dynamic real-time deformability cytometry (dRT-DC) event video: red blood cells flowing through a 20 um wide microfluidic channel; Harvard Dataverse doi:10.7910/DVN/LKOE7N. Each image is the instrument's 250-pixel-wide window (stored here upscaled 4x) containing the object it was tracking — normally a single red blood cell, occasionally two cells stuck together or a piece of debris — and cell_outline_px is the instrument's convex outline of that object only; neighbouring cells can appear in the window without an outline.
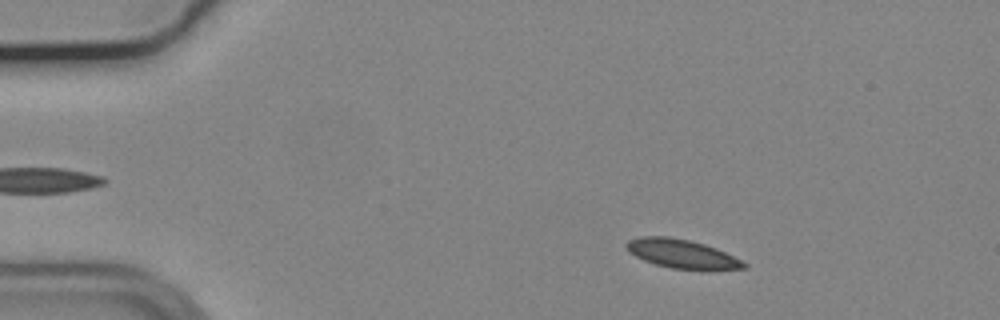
{"species": "common noctule bat (a hibernating species)", "species_latin": "Nyctalus noctula", "temperature_condition": "cold", "stored_images_in_passage": 54, "camera_frame_rate_fps": 3000, "um_per_image_px": 0.085, "animal": {"sex": "male", "body_mass_g": 19.2, "forearm_length_mm": 51.8}, "frame": {"image": 1, "passage_image": 7, "time_ms": 2.0, "image_size_px": [1000, 320], "cell_outline_px": [[748, 268], [672, 268], [656, 264], [644, 260], [628, 252], [624, 244], [628, 240], [640, 236], [668, 236], [688, 240], [704, 244], [716, 248], [748, 264]], "centroid_in_image_um": [57.87, 21.53], "position_along_channel_um": 27.1, "area_um2": 19.13}}
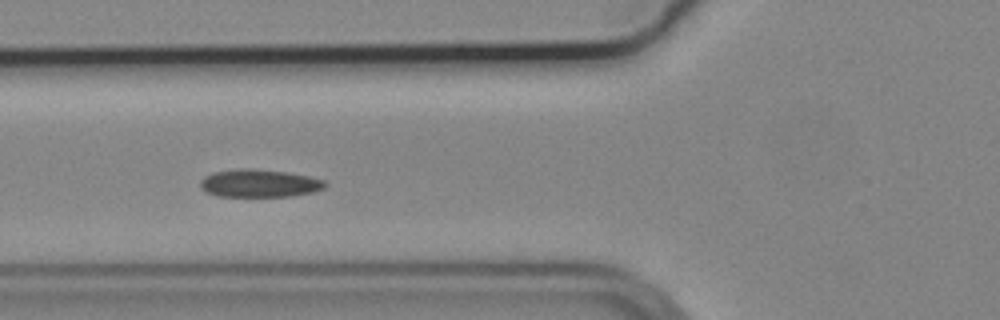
{"frame": {"image": 2, "passage_image": 19, "time_ms": 6.0, "image_size_px": [1000, 320], "cell_outline_px": [[328, 184], [324, 188], [312, 192], [292, 196], [216, 196], [200, 188], [200, 180], [204, 176], [212, 172], [240, 168], [252, 168], [284, 172], [308, 176], [324, 180]], "centroid_in_image_um": [22.01, 15.57], "position_along_channel_um": 103.8, "area_um2": 20.23}}
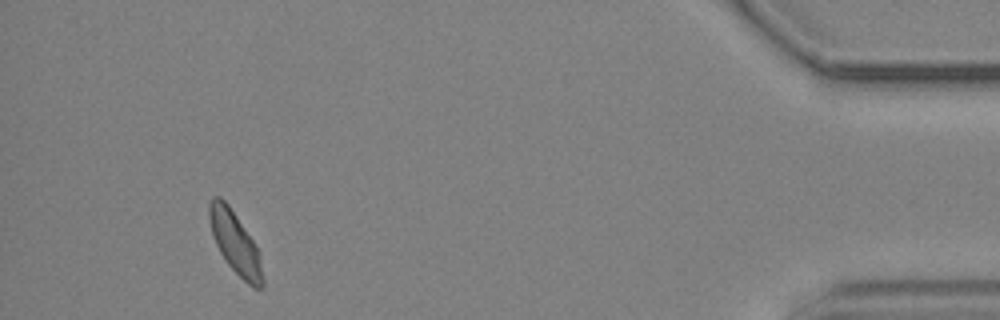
{"frame": {"image": 3, "passage_image": 50, "time_ms": 16.333, "image_size_px": [1000, 320], "cell_outline_px": [[264, 284], [260, 288], [252, 288], [228, 264], [220, 252], [216, 244], [212, 232], [208, 216], [208, 204], [212, 196], [220, 196], [228, 204], [260, 252], [264, 280]], "centroid_in_image_um": [19.99, 20.64], "position_along_channel_um": 415.2, "area_um2": 19.13}, "authors_computed_cell_mechanics": {"area_um2": 19.7387, "velocity_mm_per_s": 3.6643, "shape_relaxation_time_tau1_ms": 11.1395, "shape_relaxation_time_tau2_ms": 3.9387, "deformation_change_tau1": 0.1448, "deformation_change_tau2": 0.0716}}